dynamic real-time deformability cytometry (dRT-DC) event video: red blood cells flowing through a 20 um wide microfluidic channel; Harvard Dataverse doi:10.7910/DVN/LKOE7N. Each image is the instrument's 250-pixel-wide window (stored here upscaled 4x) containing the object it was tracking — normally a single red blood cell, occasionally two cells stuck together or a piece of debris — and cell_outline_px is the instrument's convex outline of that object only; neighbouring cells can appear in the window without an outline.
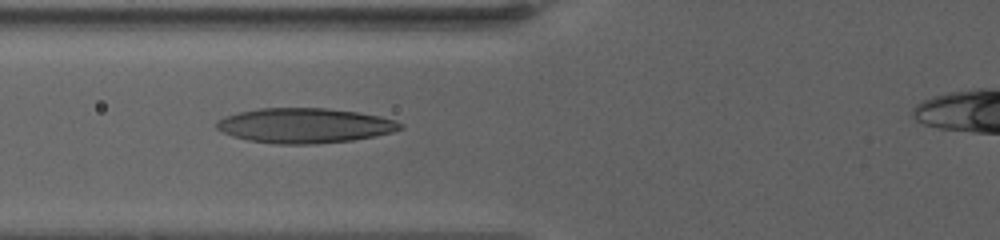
{"species": "human", "species_latin": "Homo sapiens", "temperature_condition": "warm", "stored_images_in_passage": 7, "camera_frame_rate_fps": 3000, "um_per_image_px": 0.085, "donor": {"sex": "female"}, "frame": {"image": 1, "passage_image": 6, "time_ms": 5.0, "image_size_px": [1000, 240], "cell_outline_px": [[404, 128], [392, 132], [376, 136], [352, 140], [316, 144], [276, 144], [248, 140], [232, 136], [216, 128], [216, 120], [224, 116], [236, 112], [260, 108], [328, 108], [360, 112], [380, 116], [396, 120], [404, 124]], "centroid_in_image_um": [25.91, 10.66], "position_along_channel_um": 99.9, "area_um2": 37.74}}
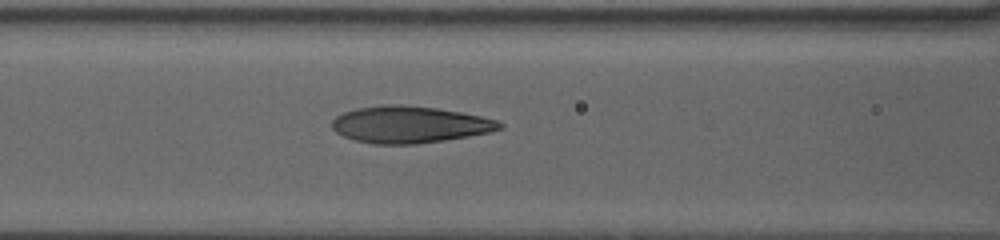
{"frame": {"image": 2, "passage_image": 7, "time_ms": 6.0, "image_size_px": [1000, 240], "cell_outline_px": [[504, 128], [488, 132], [468, 136], [444, 140], [416, 144], [372, 144], [356, 140], [344, 136], [336, 132], [332, 128], [332, 120], [336, 116], [344, 112], [356, 108], [384, 104], [392, 104], [436, 108], [460, 112], [480, 116], [496, 120], [504, 124]], "centroid_in_image_um": [34.8, 10.59], "position_along_channel_um": 131.8, "area_um2": 35.78}}